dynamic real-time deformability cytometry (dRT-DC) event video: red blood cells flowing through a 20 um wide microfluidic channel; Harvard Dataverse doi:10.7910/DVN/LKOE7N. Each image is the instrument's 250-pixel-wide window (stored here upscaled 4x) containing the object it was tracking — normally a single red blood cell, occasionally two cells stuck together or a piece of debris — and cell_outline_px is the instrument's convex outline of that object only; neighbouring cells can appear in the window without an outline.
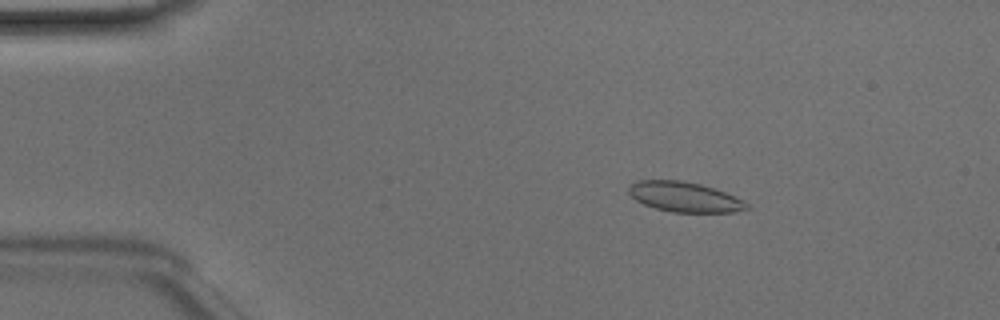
{"species": "Egyptian fruit bat (a non-hibernating species)", "species_latin": "Rousettus aegyptiacus", "temperature_condition": "room temperature", "stored_images_in_passage": 48, "camera_frame_rate_fps": 3000, "um_per_image_px": 0.085, "animal": {"sex": "male"}, "frame": {"image": 1, "passage_image": 7, "time_ms": 2.0, "image_size_px": [1000, 320], "cell_outline_px": [[752, 204], [748, 208], [732, 212], [672, 212], [656, 208], [644, 204], [636, 200], [628, 192], [628, 188], [632, 184], [640, 180], [680, 180], [700, 184], [724, 192], [744, 200]], "centroid_in_image_um": [58.21, 16.74], "position_along_channel_um": 26.8, "area_um2": 20.46}}
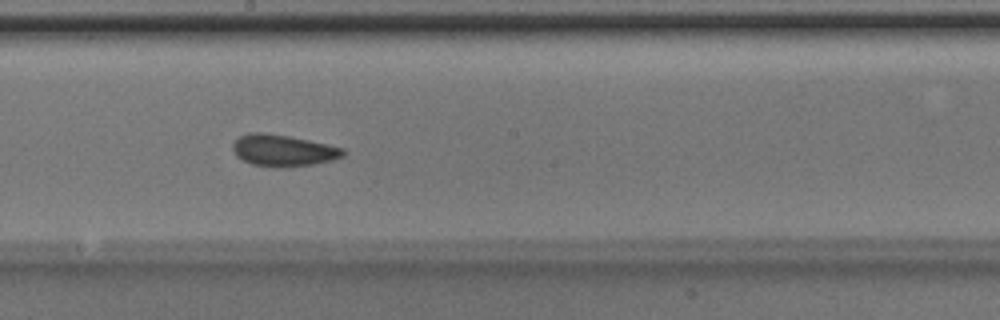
{"frame": {"image": 2, "passage_image": 26, "time_ms": 8.333, "image_size_px": [1000, 320], "cell_outline_px": [[344, 156], [332, 160], [312, 164], [276, 168], [272, 168], [252, 164], [236, 156], [232, 148], [232, 144], [240, 136], [248, 132], [260, 132], [288, 136], [328, 144], [344, 148]], "centroid_in_image_um": [24.05, 12.79], "position_along_channel_um": 224.2, "area_um2": 20.29}}
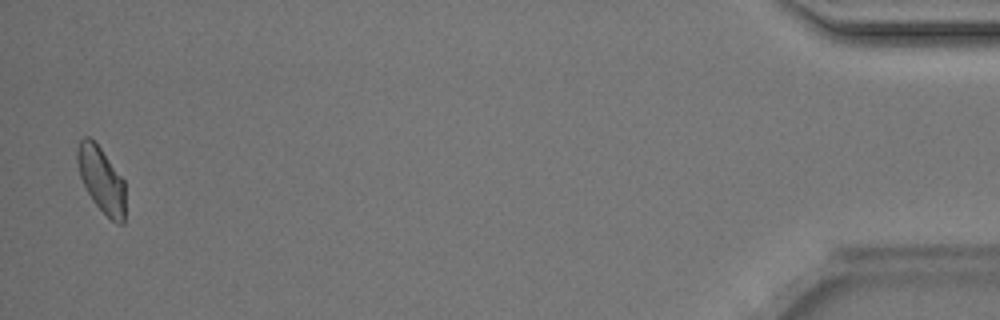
{"frame": {"image": 3, "passage_image": 47, "time_ms": 15.333, "image_size_px": [1000, 320], "cell_outline_px": [[124, 224], [120, 224], [112, 220], [92, 200], [80, 176], [76, 160], [76, 148], [80, 140], [84, 136], [88, 136], [100, 148], [124, 180]], "centroid_in_image_um": [8.59, 15.25], "position_along_channel_um": 426.6, "area_um2": 17.98}, "authors_computed_cell_mechanics": {"area_um2": 19.7965, "velocity_mm_per_s": 4.1466, "shape_relaxation_time_tau1_ms": 3.2883, "shape_relaxation_time_tau2_ms": 1.3509, "deformation_change_tau1": 0.0834, "deformation_change_tau2": 0.0555}}